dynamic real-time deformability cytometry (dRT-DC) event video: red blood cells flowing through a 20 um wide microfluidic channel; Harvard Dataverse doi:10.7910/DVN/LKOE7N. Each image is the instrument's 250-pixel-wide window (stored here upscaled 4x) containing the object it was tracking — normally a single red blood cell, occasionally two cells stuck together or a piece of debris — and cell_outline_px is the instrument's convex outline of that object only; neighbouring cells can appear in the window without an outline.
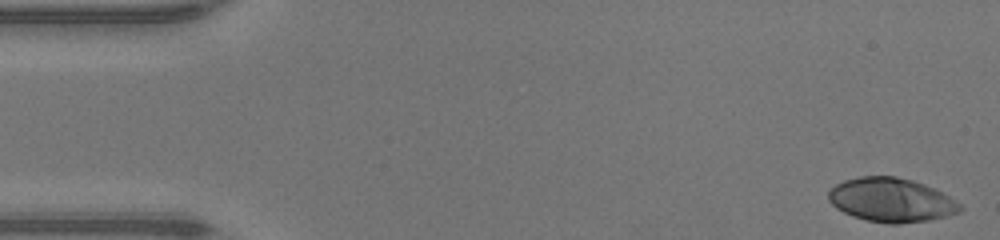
{"species": "human", "species_latin": "Homo sapiens", "temperature_condition": "warm", "stored_images_in_passage": 47, "camera_frame_rate_fps": 3000, "um_per_image_px": 0.085, "donor": {"sex": "male"}, "frame": {"image": 1, "passage_image": 1, "time_ms": 0.0, "image_size_px": [1000, 240], "cell_outline_px": [[964, 208], [960, 212], [928, 220], [900, 224], [888, 224], [868, 220], [852, 216], [836, 208], [828, 200], [828, 192], [836, 184], [844, 180], [860, 176], [896, 176], [912, 180], [936, 188], [960, 204]], "centroid_in_image_um": [75.75, 16.99], "position_along_channel_um": 9.2, "area_um2": 33.76}}
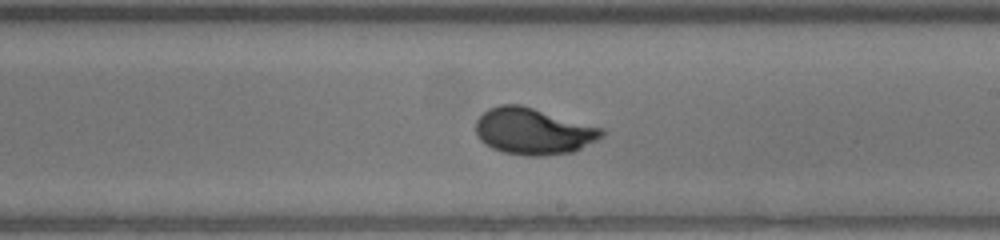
{"frame": {"image": 2, "passage_image": 27, "time_ms": 8.667, "image_size_px": [1000, 240], "cell_outline_px": [[604, 136], [572, 152], [540, 156], [528, 156], [504, 152], [492, 148], [484, 144], [480, 140], [476, 132], [476, 120], [488, 108], [500, 104], [520, 104], [604, 128]], "centroid_in_image_um": [45.32, 11.15], "position_along_channel_um": 243.7, "area_um2": 34.1}}
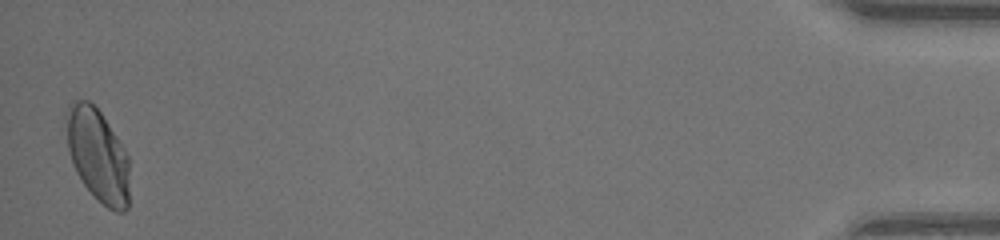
{"frame": {"image": 3, "passage_image": 47, "time_ms": 15.333, "image_size_px": [1000, 240], "cell_outline_px": [[128, 208], [124, 212], [116, 212], [108, 208], [84, 184], [76, 172], [68, 148], [64, 112], [68, 104], [76, 100], [88, 100], [100, 112], [124, 148], [128, 156]], "centroid_in_image_um": [8.29, 13.15], "position_along_channel_um": 426.9, "area_um2": 33.93}, "authors_computed_cell_mechanics": {"area_um2": 33.235, "velocity_mm_per_s": 4.2751, "shape_relaxation_time_tau1_ms": 4.1188, "shape_relaxation_time_tau2_ms": null, "deformation_change_tau1": 0.2274, "deformation_change_tau2": null}}